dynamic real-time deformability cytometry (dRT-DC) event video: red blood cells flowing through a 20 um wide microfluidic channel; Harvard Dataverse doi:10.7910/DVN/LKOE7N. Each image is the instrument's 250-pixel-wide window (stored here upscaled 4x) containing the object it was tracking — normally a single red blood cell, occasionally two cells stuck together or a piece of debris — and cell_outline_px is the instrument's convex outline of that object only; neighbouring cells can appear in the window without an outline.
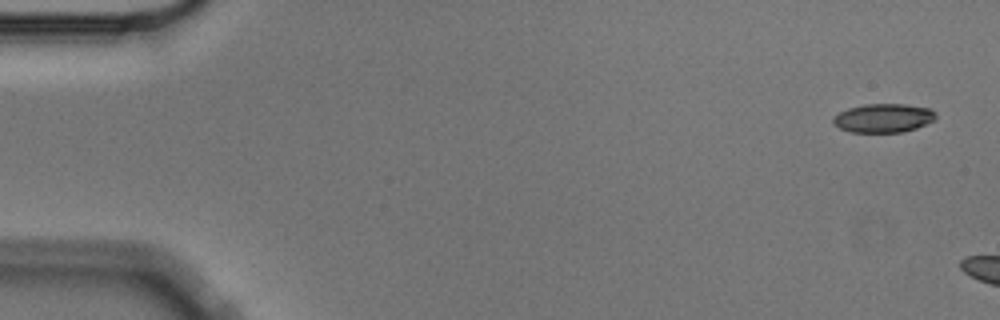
{"species": "Egyptian fruit bat (a non-hibernating species)", "species_latin": "Rousettus aegyptiacus", "temperature_condition": "cold", "stored_images_in_passage": 3, "camera_frame_rate_fps": 3000, "um_per_image_px": 0.085, "animal": {"sex": "male"}, "frame": {"image": 1, "passage_image": 1, "time_ms": 0.0, "image_size_px": [1000, 320], "cell_outline_px": [[936, 120], [916, 128], [904, 132], [852, 132], [840, 128], [832, 124], [832, 116], [848, 108], [864, 104], [904, 104], [932, 108], [936, 112]], "centroid_in_image_um": [75.11, 10.03], "position_along_channel_um": 9.9, "area_um2": 17.46}}